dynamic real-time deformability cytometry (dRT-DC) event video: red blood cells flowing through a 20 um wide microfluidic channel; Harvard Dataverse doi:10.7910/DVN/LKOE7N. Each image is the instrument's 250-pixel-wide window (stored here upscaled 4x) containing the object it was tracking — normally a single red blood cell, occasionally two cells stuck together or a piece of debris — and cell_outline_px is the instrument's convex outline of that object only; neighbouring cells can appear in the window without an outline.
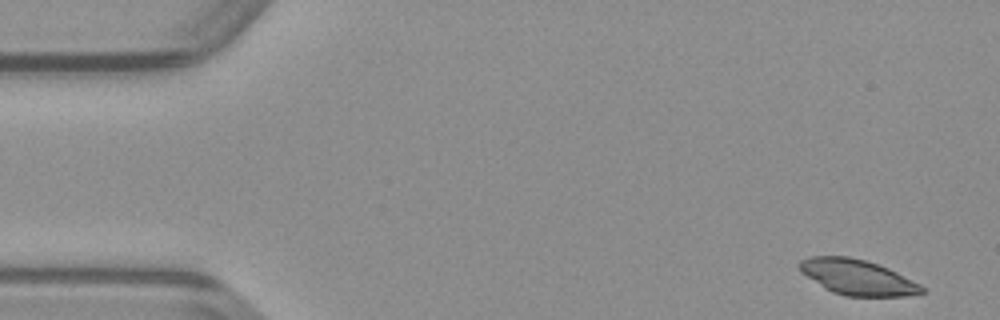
{"species": "common noctule bat (a hibernating species)", "species_latin": "Nyctalus noctula", "temperature_condition": "warm", "stored_images_in_passage": 48, "camera_frame_rate_fps": 3000, "um_per_image_px": 0.085, "animal": {"sex": "male", "body_mass_g": 23.1, "forearm_length_mm": 52.7}, "frame": {"image": 1, "passage_image": 1, "time_ms": 0.0, "image_size_px": [1000, 320], "cell_outline_px": [[924, 292], [904, 296], [844, 296], [832, 292], [824, 288], [800, 272], [796, 264], [800, 260], [808, 256], [848, 256], [864, 260], [888, 268], [920, 284], [924, 288]], "centroid_in_image_um": [72.81, 23.56], "position_along_channel_um": 12.2, "area_um2": 25.2}}
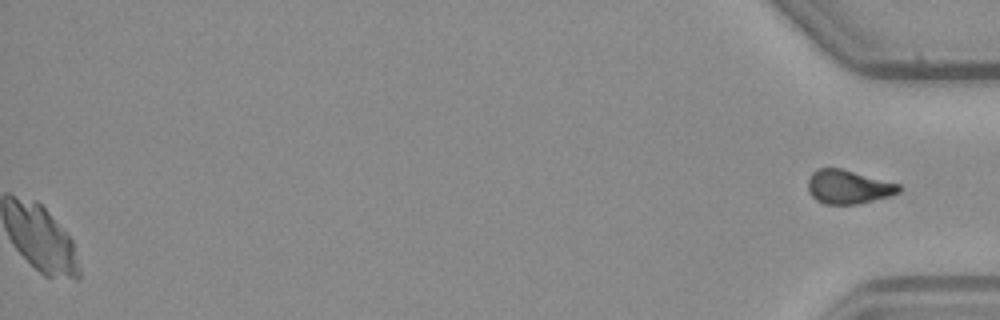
{"frame": {"image": 2, "passage_image": 48, "time_ms": 15.667, "image_size_px": [1000, 320], "cell_outline_px": [[904, 188], [900, 192], [888, 196], [856, 204], [824, 204], [816, 200], [812, 196], [808, 188], [808, 176], [816, 168], [840, 168], [900, 184]], "centroid_in_image_um": [72.09, 15.88], "position_along_channel_um": 363.1, "area_um2": 17.92}}